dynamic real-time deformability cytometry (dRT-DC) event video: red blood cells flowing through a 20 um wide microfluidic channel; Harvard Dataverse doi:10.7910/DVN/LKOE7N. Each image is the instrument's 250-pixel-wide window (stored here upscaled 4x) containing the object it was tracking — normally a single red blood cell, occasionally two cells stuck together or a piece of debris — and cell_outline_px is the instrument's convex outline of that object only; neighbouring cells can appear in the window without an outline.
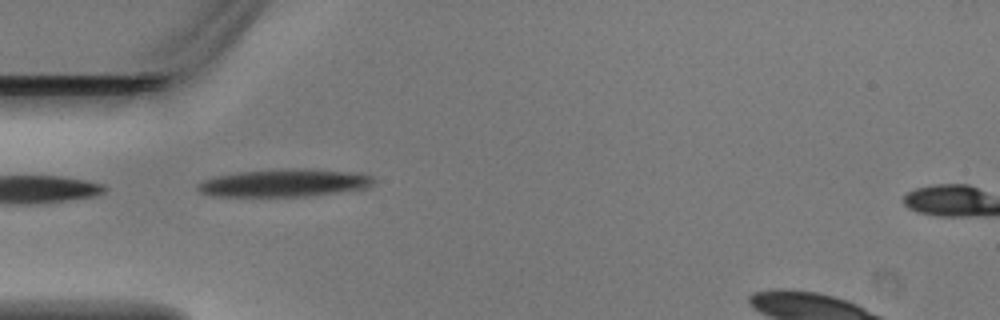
{"species": "Egyptian fruit bat (a non-hibernating species)", "species_latin": "Rousettus aegyptiacus", "temperature_condition": "warm", "stored_images_in_passage": 5, "camera_frame_rate_fps": 3000, "um_per_image_px": 0.085, "animal": {"sex": "male"}, "frame": {"image": 1, "passage_image": 3, "time_ms": 0.667, "image_size_px": [1000, 320], "cell_outline_px": [[376, 180], [368, 188], [312, 196], [212, 196], [200, 192], [196, 188], [196, 184], [204, 180], [216, 176], [240, 172], [284, 168], [304, 168], [360, 172], [372, 176]], "centroid_in_image_um": [24.23, 15.54], "position_along_channel_um": 60.8, "area_um2": 28.78}}
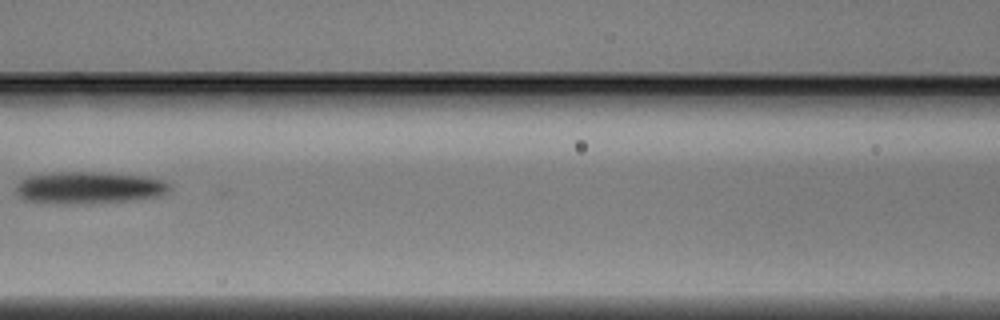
{"frame": {"image": 2, "passage_image": 5, "time_ms": 1.333, "image_size_px": [1000, 320], "cell_outline_px": [[172, 188], [168, 192], [160, 196], [124, 200], [56, 204], [24, 200], [16, 192], [16, 184], [20, 180], [28, 176], [60, 172], [96, 172], [144, 176], [160, 180], [168, 184]], "centroid_in_image_um": [7.51, 15.94], "position_along_channel_um": 159.1, "area_um2": 28.15}}